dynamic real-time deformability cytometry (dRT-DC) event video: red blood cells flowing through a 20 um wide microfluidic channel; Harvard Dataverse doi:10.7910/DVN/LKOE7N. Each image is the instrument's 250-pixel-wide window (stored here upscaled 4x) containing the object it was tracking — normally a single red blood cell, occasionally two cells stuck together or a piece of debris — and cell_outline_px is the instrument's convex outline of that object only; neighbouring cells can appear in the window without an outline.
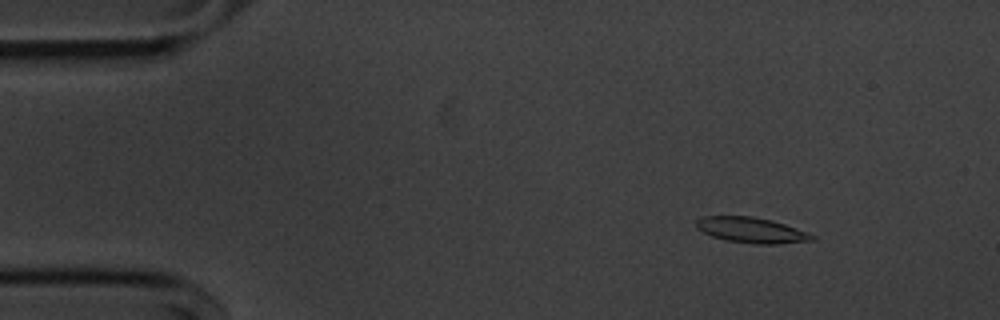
{"species": "common noctule bat (a hibernating species)", "species_latin": "Nyctalus noctula", "temperature_condition": "cold", "stored_images_in_passage": 54, "camera_frame_rate_fps": 3000, "um_per_image_px": 0.085, "animal": {"sex": "male", "body_mass_g": 20.1, "forearm_length_mm": 53.5}, "frame": {"image": 1, "passage_image": 6, "time_ms": 1.667, "image_size_px": [1000, 320], "cell_outline_px": [[816, 240], [776, 244], [752, 244], [724, 240], [712, 236], [696, 228], [696, 220], [704, 216], [752, 216], [772, 220], [796, 228], [816, 236]], "centroid_in_image_um": [63.87, 19.57], "position_along_channel_um": 21.1, "area_um2": 17.28}}
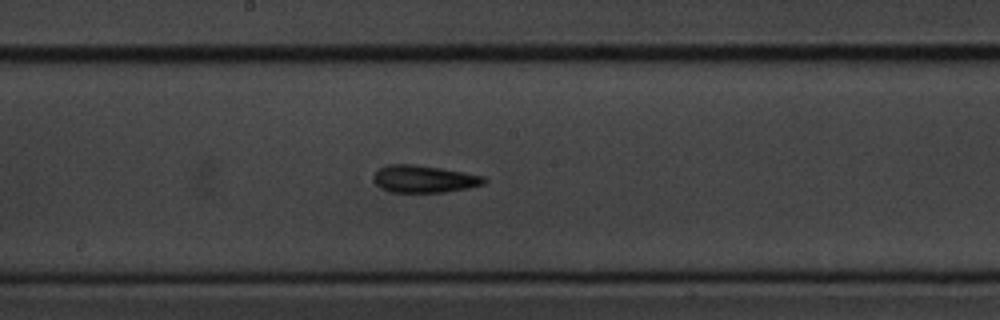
{"frame": {"image": 2, "passage_image": 28, "time_ms": 9.0, "image_size_px": [1000, 320], "cell_outline_px": [[488, 180], [484, 184], [468, 188], [444, 192], [392, 192], [380, 188], [372, 180], [376, 172], [380, 168], [388, 164], [412, 164], [440, 168], [464, 172], [484, 176]], "centroid_in_image_um": [36.05, 15.21], "position_along_channel_um": 212.2, "area_um2": 17.57}}
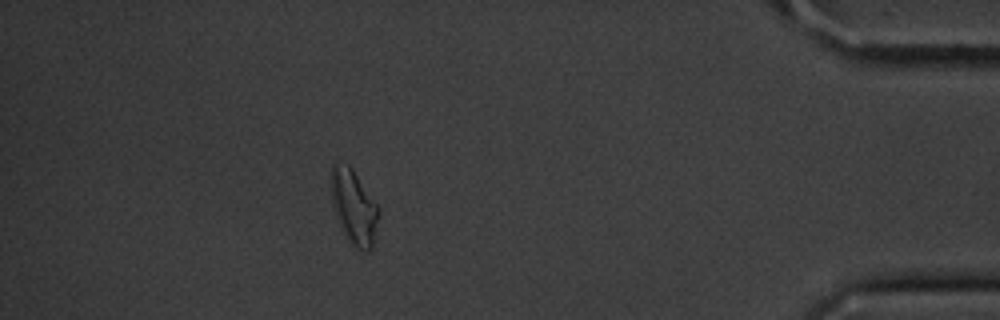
{"frame": {"image": 3, "passage_image": 48, "time_ms": 15.667, "image_size_px": [1000, 320], "cell_outline_px": [[380, 212], [372, 248], [368, 252], [356, 252], [344, 232], [336, 216], [332, 204], [332, 168], [336, 164], [348, 164], [352, 168], [380, 208]], "centroid_in_image_um": [30.12, 17.67], "position_along_channel_um": 405.1, "area_um2": 20.52}, "authors_computed_cell_mechanics": {"area_um2": 17.3689, "velocity_mm_per_s": 3.6218, "shape_relaxation_time_tau1_ms": 2.5975, "shape_relaxation_time_tau2_ms": 1.3802, "deformation_change_tau1": 0.1372, "deformation_change_tau2": 0.1106}}